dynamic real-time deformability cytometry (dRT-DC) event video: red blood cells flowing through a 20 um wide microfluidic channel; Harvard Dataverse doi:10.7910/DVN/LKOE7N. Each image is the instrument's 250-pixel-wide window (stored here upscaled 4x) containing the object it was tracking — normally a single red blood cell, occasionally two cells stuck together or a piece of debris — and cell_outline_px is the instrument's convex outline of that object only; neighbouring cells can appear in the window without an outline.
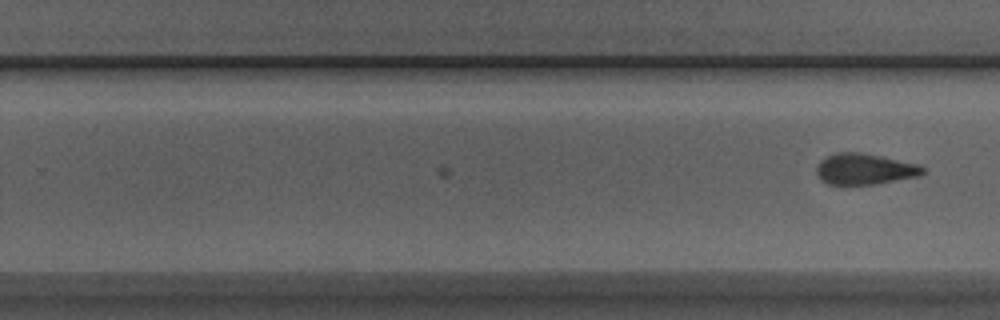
{"species": "Egyptian fruit bat (a non-hibernating species)", "species_latin": "Rousettus aegyptiacus", "temperature_condition": "room temperature", "stored_images_in_passage": 18, "camera_frame_rate_fps": 3000, "um_per_image_px": 0.085, "animal": {"sex": "male"}, "frame": {"image": 1, "passage_image": 18, "time_ms": 5.667, "image_size_px": [1000, 320], "cell_outline_px": [[924, 172], [920, 176], [876, 184], [828, 184], [820, 180], [816, 172], [816, 168], [820, 160], [836, 152], [860, 152], [920, 164], [924, 168]], "centroid_in_image_um": [73.5, 14.37], "position_along_channel_um": 256.3, "area_um2": 19.25}}